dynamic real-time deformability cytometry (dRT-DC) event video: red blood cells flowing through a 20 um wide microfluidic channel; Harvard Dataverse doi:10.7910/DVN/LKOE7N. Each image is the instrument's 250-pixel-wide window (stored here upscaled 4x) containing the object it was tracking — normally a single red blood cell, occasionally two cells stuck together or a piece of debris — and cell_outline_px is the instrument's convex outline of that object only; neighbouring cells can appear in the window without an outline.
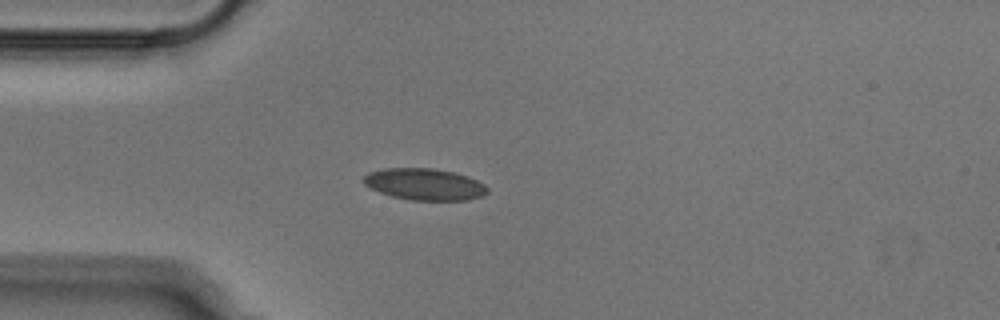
{"species": "Egyptian fruit bat (a non-hibernating species)", "species_latin": "Rousettus aegyptiacus", "temperature_condition": "cold", "stored_images_in_passage": 39, "camera_frame_rate_fps": 3000, "um_per_image_px": 0.085, "animal": {"sex": "male"}, "frame": {"image": 1, "passage_image": 1, "time_ms": 0.0, "image_size_px": [1000, 320], "cell_outline_px": [[488, 192], [480, 196], [468, 200], [412, 200], [392, 196], [380, 192], [364, 184], [360, 180], [368, 172], [384, 168], [432, 168], [456, 172], [468, 176], [484, 184], [488, 188]], "centroid_in_image_um": [36.07, 15.65], "position_along_channel_um": 48.9, "area_um2": 22.89}}
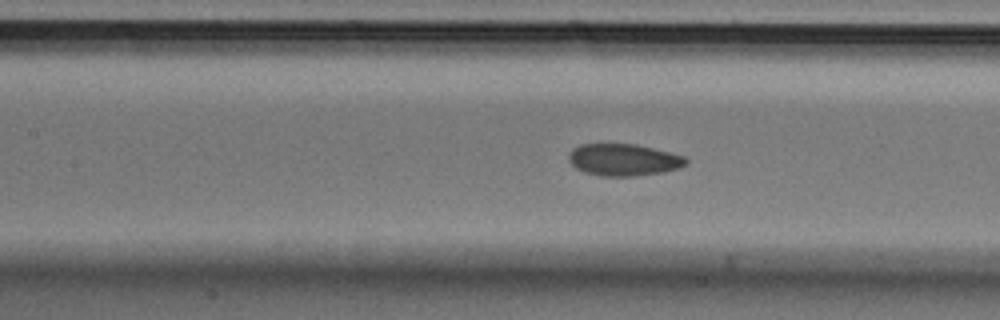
{"frame": {"image": 2, "passage_image": 10, "time_ms": 3.0, "image_size_px": [1000, 320], "cell_outline_px": [[688, 164], [680, 168], [664, 172], [636, 176], [600, 176], [584, 172], [576, 168], [568, 160], [568, 152], [572, 148], [580, 144], [636, 144], [684, 156], [688, 160]], "centroid_in_image_um": [52.99, 13.59], "position_along_channel_um": 154.4, "area_um2": 22.02}}
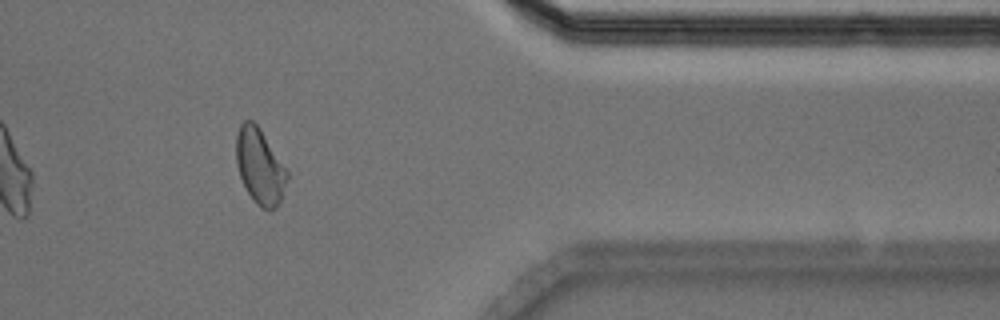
{"frame": {"image": 3, "passage_image": 30, "time_ms": 9.667, "image_size_px": [1000, 320], "cell_outline_px": [[288, 176], [280, 200], [276, 208], [268, 212], [260, 208], [256, 204], [248, 192], [240, 176], [236, 164], [236, 136], [240, 124], [244, 120], [252, 120], [260, 128], [288, 168]], "centroid_in_image_um": [22.1, 14.13], "position_along_channel_um": 389.3, "area_um2": 22.66}}